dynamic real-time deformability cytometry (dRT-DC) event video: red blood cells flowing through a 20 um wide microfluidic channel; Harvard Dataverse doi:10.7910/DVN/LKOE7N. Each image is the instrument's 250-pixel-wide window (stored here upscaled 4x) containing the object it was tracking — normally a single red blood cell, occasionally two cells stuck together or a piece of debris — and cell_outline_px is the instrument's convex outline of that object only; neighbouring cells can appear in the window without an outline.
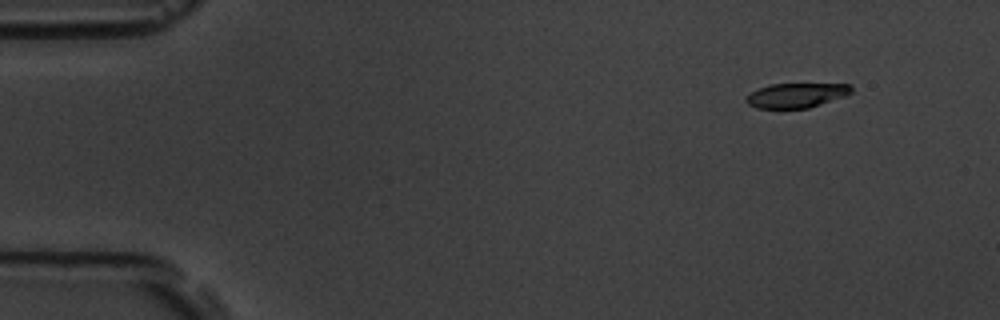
{"species": "common noctule bat (a hibernating species)", "species_latin": "Nyctalus noctula", "temperature_condition": "room temperature", "stored_images_in_passage": 4, "camera_frame_rate_fps": 3000, "um_per_image_px": 0.085, "animal": {"sex": "male", "body_mass_g": 19.5, "forearm_length_mm": 54.6}, "frame": {"image": 1, "passage_image": 2, "time_ms": 1.0, "image_size_px": [1000, 320], "cell_outline_px": [[852, 92], [848, 96], [808, 108], [756, 108], [748, 104], [744, 100], [752, 92], [760, 88], [772, 84], [852, 84]], "centroid_in_image_um": [67.75, 8.11], "position_along_channel_um": 17.3, "area_um2": 15.09}}